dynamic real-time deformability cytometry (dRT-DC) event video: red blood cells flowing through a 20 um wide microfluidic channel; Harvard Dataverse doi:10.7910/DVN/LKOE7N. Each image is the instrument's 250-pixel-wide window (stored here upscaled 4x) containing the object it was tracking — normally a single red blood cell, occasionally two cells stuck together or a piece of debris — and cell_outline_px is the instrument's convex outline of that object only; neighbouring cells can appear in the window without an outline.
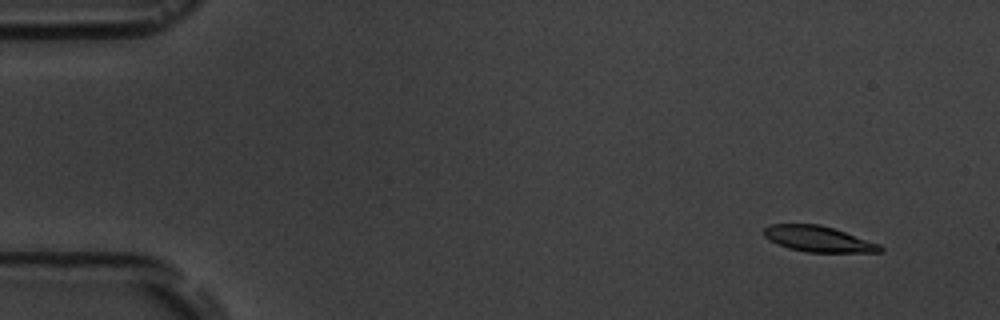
{"species": "common noctule bat (a hibernating species)", "species_latin": "Nyctalus noctula", "temperature_condition": "room temperature", "stored_images_in_passage": 10, "camera_frame_rate_fps": 3000, "um_per_image_px": 0.085, "animal": {"sex": "male", "body_mass_g": 19.5, "forearm_length_mm": 54.6}, "frame": {"image": 1, "passage_image": 2, "time_ms": 1.0, "image_size_px": [1000, 320], "cell_outline_px": [[884, 252], [808, 252], [788, 248], [768, 240], [764, 236], [764, 228], [768, 224], [820, 224], [880, 244], [884, 248]], "centroid_in_image_um": [69.54, 20.31], "position_along_channel_um": 15.5, "area_um2": 17.4}}
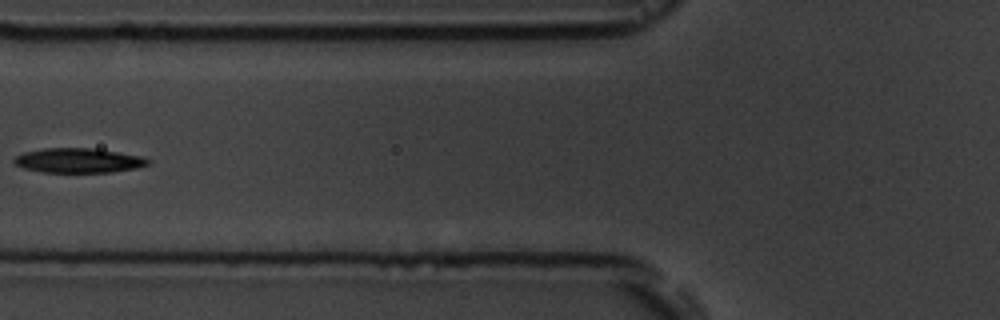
{"frame": {"image": 2, "passage_image": 7, "time_ms": 7.0, "image_size_px": [1000, 320], "cell_outline_px": [[152, 160], [148, 164], [136, 168], [112, 172], [40, 172], [24, 168], [16, 164], [12, 160], [16, 156], [24, 152], [44, 148], [92, 148], [140, 156]], "centroid_in_image_um": [6.65, 13.64], "position_along_channel_um": 119.1, "area_um2": 19.07}}
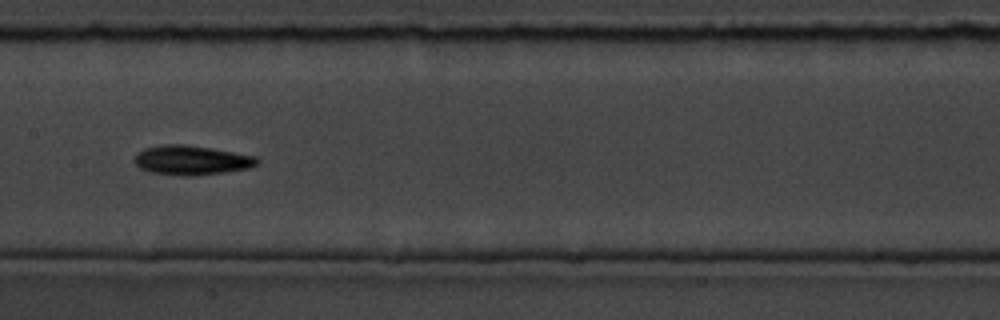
{"frame": {"image": 3, "passage_image": 9, "time_ms": 9.0, "image_size_px": [1000, 320], "cell_outline_px": [[260, 164], [248, 168], [224, 172], [192, 176], [184, 176], [148, 172], [140, 168], [136, 164], [136, 156], [144, 148], [164, 144], [184, 144], [212, 148], [256, 156], [260, 160]], "centroid_in_image_um": [16.32, 13.62], "position_along_channel_um": 191.1, "area_um2": 21.04}}